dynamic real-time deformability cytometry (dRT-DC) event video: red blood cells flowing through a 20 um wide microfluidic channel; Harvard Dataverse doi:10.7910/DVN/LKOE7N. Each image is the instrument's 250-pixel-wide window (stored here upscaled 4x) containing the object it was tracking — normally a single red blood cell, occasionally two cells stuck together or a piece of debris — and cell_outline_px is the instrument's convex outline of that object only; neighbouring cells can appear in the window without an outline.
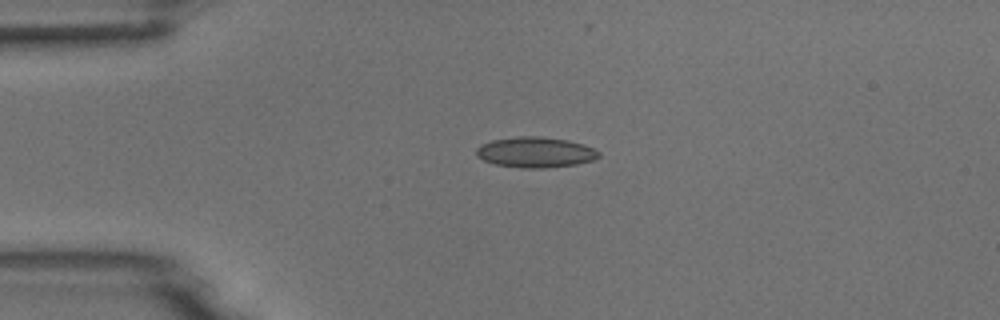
{"species": "common noctule bat (a hibernating species)", "species_latin": "Nyctalus noctula", "temperature_condition": "room temperature", "stored_images_in_passage": 5, "camera_frame_rate_fps": 3000, "um_per_image_px": 0.085, "animal": {"sex": "male", "body_mass_g": 18.8}, "frame": {"image": 1, "passage_image": 1, "time_ms": 0.0, "image_size_px": [1000, 320], "cell_outline_px": [[600, 156], [596, 160], [576, 164], [548, 168], [520, 168], [496, 164], [484, 160], [476, 156], [476, 148], [480, 144], [492, 140], [520, 136], [536, 136], [568, 140], [584, 144], [600, 152]], "centroid_in_image_um": [45.52, 12.95], "position_along_channel_um": 39.5, "area_um2": 21.91}}